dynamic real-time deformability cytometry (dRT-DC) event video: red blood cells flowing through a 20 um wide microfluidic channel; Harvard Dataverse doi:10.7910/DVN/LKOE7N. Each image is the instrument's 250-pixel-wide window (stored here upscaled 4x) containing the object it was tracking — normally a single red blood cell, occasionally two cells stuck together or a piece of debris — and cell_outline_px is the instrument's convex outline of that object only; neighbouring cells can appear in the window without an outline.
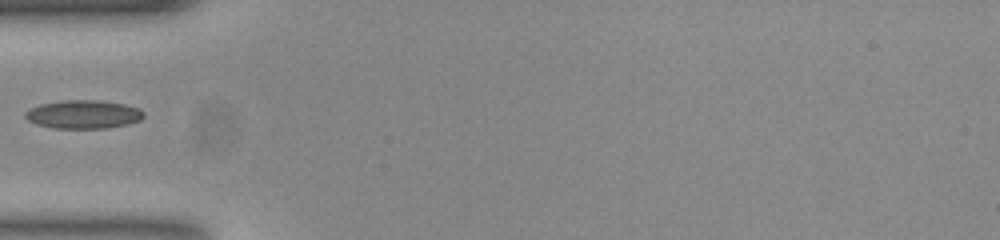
{"species": "common noctule bat (a hibernating species)", "species_latin": "Nyctalus noctula", "temperature_condition": "room temperature", "stored_images_in_passage": 37, "camera_frame_rate_fps": 3000, "um_per_image_px": 0.085, "animal": {"sex": "female", "body_mass_g": 23.0, "forearm_length_mm": 53.4}, "frame": {"image": 1, "passage_image": 1, "time_ms": 0.0, "image_size_px": [1000, 240], "cell_outline_px": [[144, 116], [140, 120], [128, 124], [108, 128], [56, 128], [36, 124], [28, 120], [24, 116], [24, 112], [28, 108], [40, 104], [64, 100], [100, 100], [124, 104], [140, 108], [144, 112]], "centroid_in_image_um": [7.08, 9.71], "position_along_channel_um": 77.9, "area_um2": 19.77}}
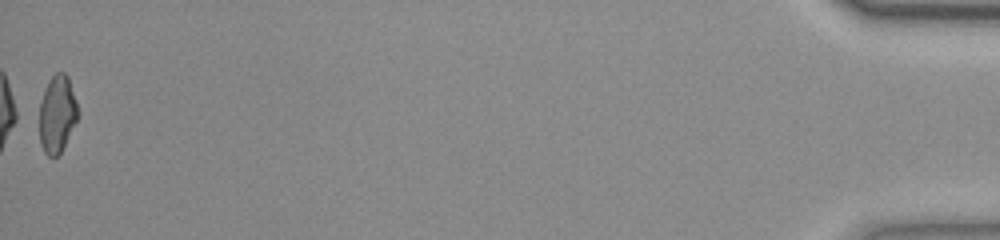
{"frame": {"image": 2, "passage_image": 37, "time_ms": 12.0, "image_size_px": [1000, 240], "cell_outline_px": [[80, 116], [60, 152], [56, 156], [48, 156], [44, 152], [40, 144], [40, 100], [44, 88], [48, 80], [56, 72], [64, 72], [68, 76], [80, 112]], "centroid_in_image_um": [4.87, 9.66], "position_along_channel_um": 430.3, "area_um2": 17.57}}